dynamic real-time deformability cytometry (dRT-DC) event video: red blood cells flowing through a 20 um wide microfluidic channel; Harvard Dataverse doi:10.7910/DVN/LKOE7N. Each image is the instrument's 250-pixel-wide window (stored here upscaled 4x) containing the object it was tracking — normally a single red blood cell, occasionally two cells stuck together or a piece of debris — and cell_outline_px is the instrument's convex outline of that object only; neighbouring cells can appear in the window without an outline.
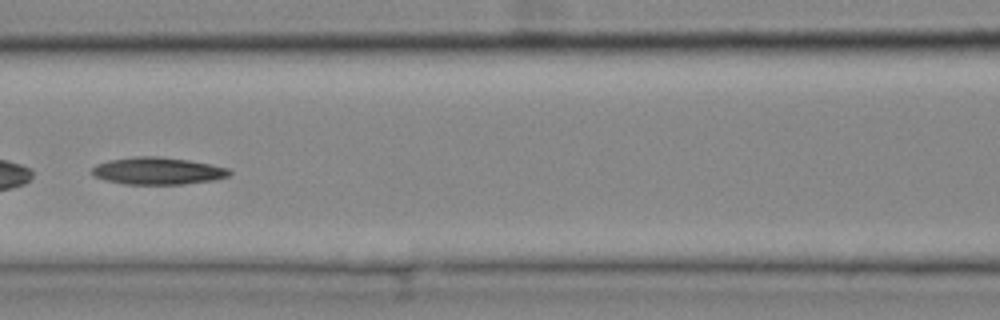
{"species": "common noctule bat (a hibernating species)", "species_latin": "Nyctalus noctula", "temperature_condition": "cold", "stored_images_in_passage": 41, "camera_frame_rate_fps": 3000, "um_per_image_px": 0.085, "animal": {"sex": "female", "body_mass_g": 25.1}, "frame": {"image": 1, "passage_image": 12, "time_ms": 3.667, "image_size_px": [1000, 320], "cell_outline_px": [[232, 172], [228, 176], [212, 180], [180, 184], [124, 184], [104, 180], [92, 176], [92, 168], [96, 164], [108, 160], [132, 156], [160, 156], [188, 160], [228, 168]], "centroid_in_image_um": [13.34, 14.52], "position_along_channel_um": 153.3, "area_um2": 21.79}}
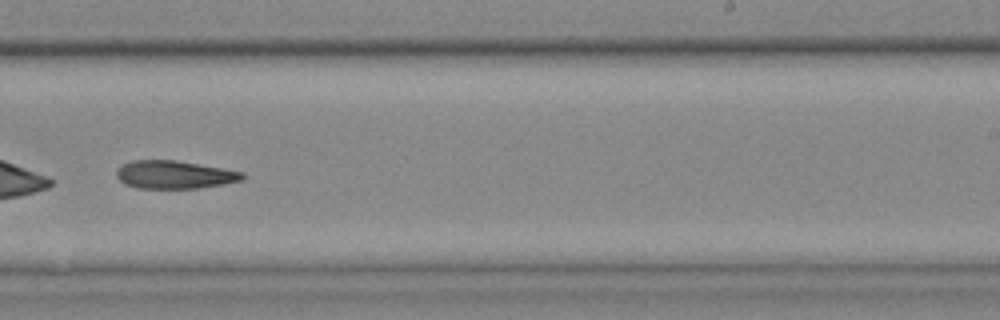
{"frame": {"image": 2, "passage_image": 22, "time_ms": 7.0, "image_size_px": [1000, 320], "cell_outline_px": [[244, 180], [224, 184], [196, 188], [136, 188], [124, 184], [116, 176], [116, 172], [124, 164], [132, 160], [176, 160], [244, 172]], "centroid_in_image_um": [14.83, 14.85], "position_along_channel_um": 274.2, "area_um2": 20.46}}
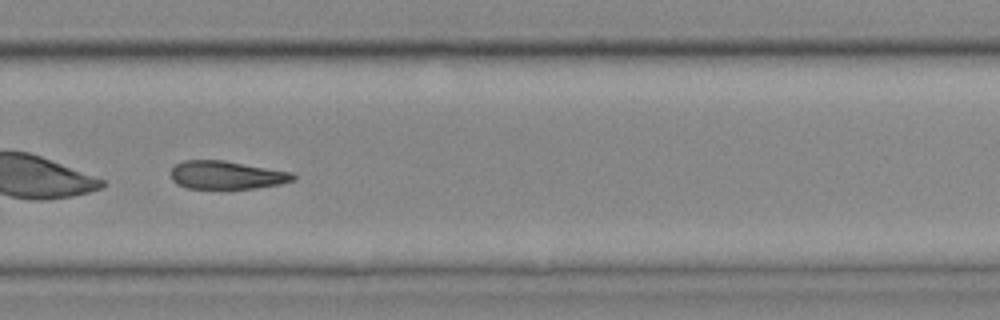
{"frame": {"image": 3, "passage_image": 25, "time_ms": 8.0, "image_size_px": [1000, 320], "cell_outline_px": [[296, 180], [280, 184], [256, 188], [188, 188], [176, 184], [172, 180], [172, 168], [176, 164], [184, 160], [224, 160], [292, 172], [296, 176]], "centroid_in_image_um": [19.28, 14.87], "position_along_channel_um": 310.5, "area_um2": 20.06}}